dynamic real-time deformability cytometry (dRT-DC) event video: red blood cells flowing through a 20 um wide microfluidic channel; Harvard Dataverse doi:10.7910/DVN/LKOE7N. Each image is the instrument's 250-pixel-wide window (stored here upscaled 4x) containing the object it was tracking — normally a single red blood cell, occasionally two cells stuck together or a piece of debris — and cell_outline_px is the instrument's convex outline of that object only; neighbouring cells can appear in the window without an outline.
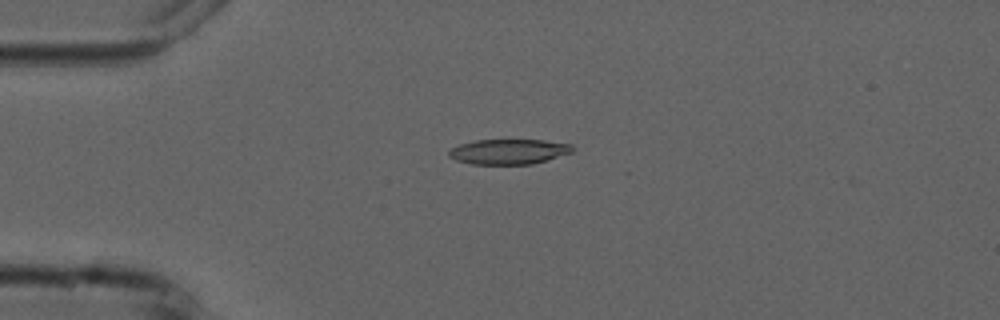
{"species": "common noctule bat (a hibernating species)", "species_latin": "Nyctalus noctula", "temperature_condition": "cold", "stored_images_in_passage": 5, "camera_frame_rate_fps": 3000, "um_per_image_px": 0.085, "animal": {"sex": "male", "forearm_length_mm": 52.5}, "frame": {"image": 1, "passage_image": 3, "time_ms": 2.333, "image_size_px": [1000, 320], "cell_outline_px": [[576, 148], [572, 152], [548, 160], [532, 164], [472, 164], [456, 160], [448, 156], [448, 152], [452, 148], [460, 144], [476, 140], [544, 140], [572, 144]], "centroid_in_image_um": [43.28, 12.89], "position_along_channel_um": 41.7, "area_um2": 18.15}}